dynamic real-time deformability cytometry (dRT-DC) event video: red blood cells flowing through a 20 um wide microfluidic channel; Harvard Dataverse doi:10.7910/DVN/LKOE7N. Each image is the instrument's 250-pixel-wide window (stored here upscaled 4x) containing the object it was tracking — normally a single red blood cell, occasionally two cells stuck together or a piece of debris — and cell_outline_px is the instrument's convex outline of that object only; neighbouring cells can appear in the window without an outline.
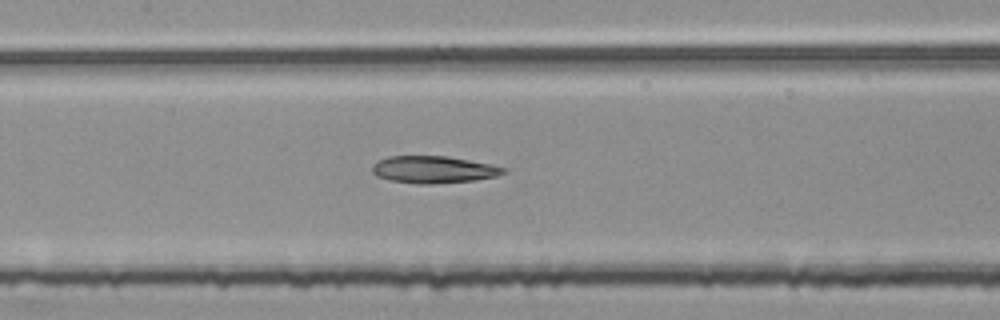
{"species": "common noctule bat (a hibernating species)", "species_latin": "Nyctalus noctula", "temperature_condition": "room temperature", "stored_images_in_passage": 49, "segment_of_instrument_passage": [2, 2], "camera_frame_rate_fps": 3000, "um_per_image_px": 0.085, "animal": {"sex": "female", "body_mass_g": 25.1}, "frame": {"image": 1, "passage_image": 21, "time_ms": 6.667, "image_size_px": [1000, 320], "cell_outline_px": [[508, 172], [496, 176], [476, 180], [432, 184], [416, 184], [392, 180], [376, 176], [372, 172], [372, 164], [388, 156], [448, 156], [508, 168]], "centroid_in_image_um": [36.86, 14.42], "position_along_channel_um": 170.5, "area_um2": 20.75}}
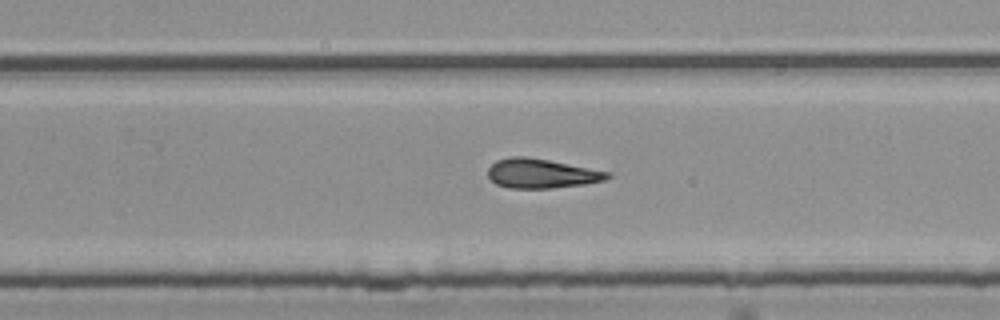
{"frame": {"image": 2, "passage_image": 30, "time_ms": 9.667, "image_size_px": [1000, 320], "cell_outline_px": [[612, 176], [604, 180], [584, 184], [552, 188], [508, 188], [496, 184], [488, 176], [488, 168], [496, 160], [512, 156], [524, 156], [548, 160], [608, 172]], "centroid_in_image_um": [45.97, 14.75], "position_along_channel_um": 283.8, "area_um2": 20.23}}
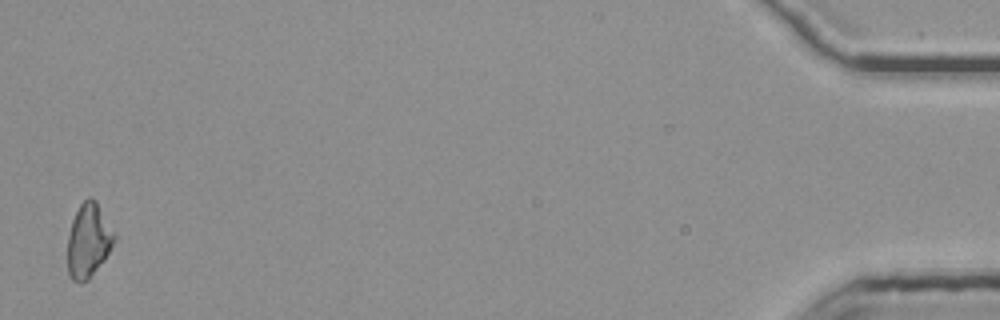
{"frame": {"image": 3, "passage_image": 49, "time_ms": 16.0, "image_size_px": [1000, 320], "cell_outline_px": [[116, 236], [104, 260], [88, 280], [80, 284], [72, 280], [68, 272], [68, 236], [72, 220], [80, 204], [88, 196], [96, 200], [116, 232]], "centroid_in_image_um": [7.53, 20.44], "position_along_channel_um": 427.7, "area_um2": 20.23}}